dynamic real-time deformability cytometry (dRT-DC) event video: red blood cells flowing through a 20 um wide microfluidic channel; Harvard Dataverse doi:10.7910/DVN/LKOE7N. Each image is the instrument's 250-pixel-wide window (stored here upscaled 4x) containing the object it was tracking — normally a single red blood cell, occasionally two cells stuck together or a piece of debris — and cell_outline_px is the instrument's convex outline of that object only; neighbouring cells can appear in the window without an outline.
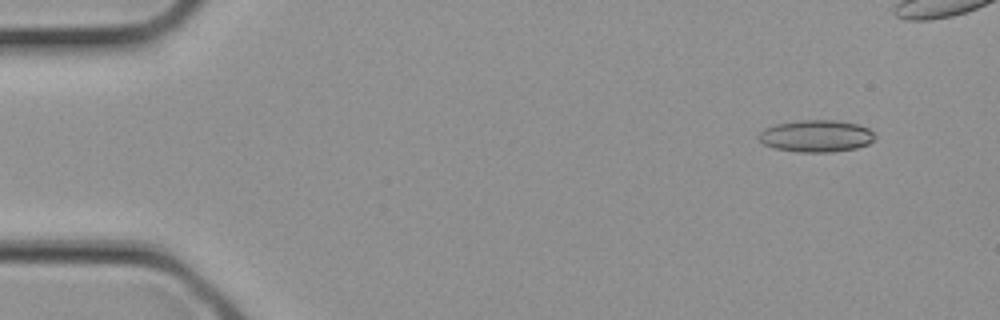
{"species": "common noctule bat (a hibernating species)", "species_latin": "Nyctalus noctula", "temperature_condition": "cold", "stored_images_in_passage": 14, "camera_frame_rate_fps": 3000, "um_per_image_px": 0.085, "animal": {"sex": "female", "body_mass_g": 21.9}, "frame": {"image": 1, "passage_image": 3, "time_ms": 0.667, "image_size_px": [1000, 320], "cell_outline_px": [[876, 136], [868, 144], [856, 148], [832, 152], [800, 152], [776, 148], [764, 144], [756, 136], [764, 128], [776, 124], [800, 120], [836, 120], [856, 124], [868, 128]], "centroid_in_image_um": [69.37, 11.56], "position_along_channel_um": 15.6, "area_um2": 21.56}}
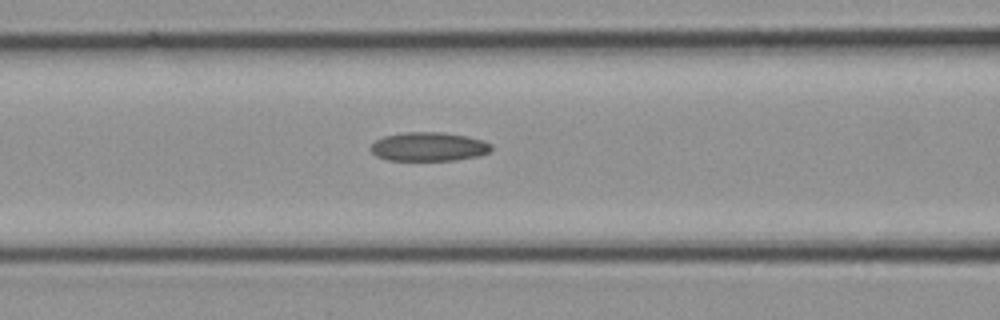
{"frame": {"image": 2, "passage_image": 12, "time_ms": 3.667, "image_size_px": [1000, 320], "cell_outline_px": [[492, 152], [480, 156], [456, 160], [388, 160], [376, 156], [368, 148], [376, 140], [384, 136], [404, 132], [440, 132], [468, 136], [484, 140], [492, 144]], "centroid_in_image_um": [36.48, 12.47], "position_along_channel_um": 130.1, "area_um2": 20.58}}
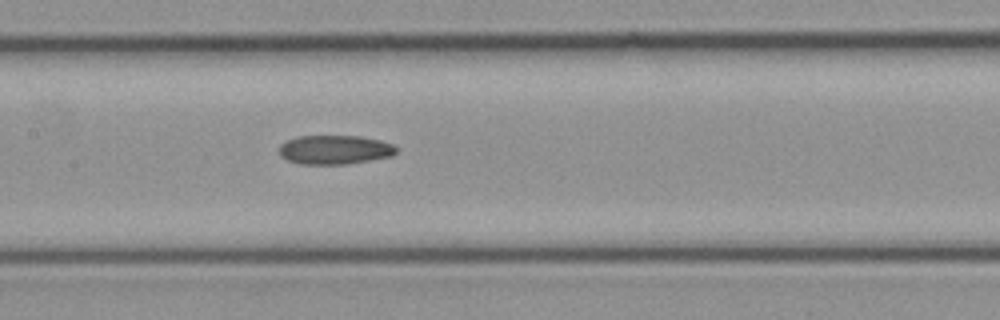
{"frame": {"image": 3, "passage_image": 14, "time_ms": 4.333, "image_size_px": [1000, 320], "cell_outline_px": [[396, 152], [392, 156], [344, 164], [300, 164], [288, 160], [280, 156], [280, 144], [296, 136], [360, 136], [380, 140], [392, 144], [396, 148]], "centroid_in_image_um": [28.43, 12.72], "position_along_channel_um": 179.0, "area_um2": 19.71}}